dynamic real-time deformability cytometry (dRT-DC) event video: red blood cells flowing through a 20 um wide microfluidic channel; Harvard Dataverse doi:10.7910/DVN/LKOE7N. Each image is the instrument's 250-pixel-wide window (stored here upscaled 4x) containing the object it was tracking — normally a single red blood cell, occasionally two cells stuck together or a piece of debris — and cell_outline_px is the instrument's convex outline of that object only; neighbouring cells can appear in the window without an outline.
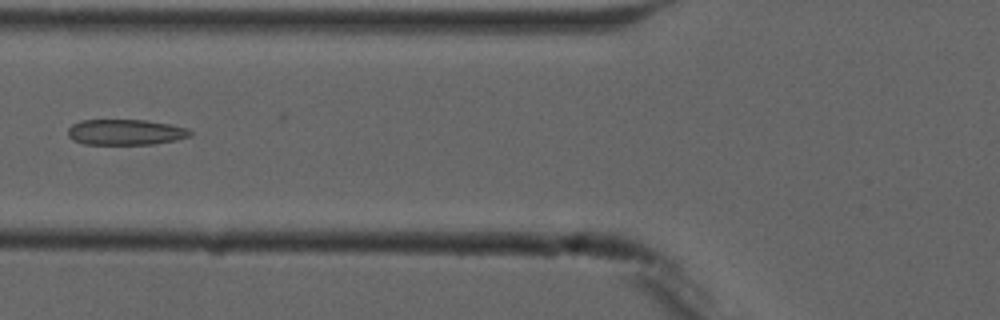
{"species": "common noctule bat (a hibernating species)", "species_latin": "Nyctalus noctula", "temperature_condition": "cold", "stored_images_in_passage": 7, "camera_frame_rate_fps": 3000, "um_per_image_px": 0.085, "animal": {"sex": "male", "forearm_length_mm": 52.5}, "frame": {"image": 1, "passage_image": 7, "time_ms": 7.333, "image_size_px": [1000, 320], "cell_outline_px": [[192, 136], [176, 140], [152, 144], [84, 144], [72, 140], [68, 136], [68, 128], [72, 124], [80, 120], [148, 120], [188, 128], [192, 132]], "centroid_in_image_um": [10.66, 11.23], "position_along_channel_um": 115.1, "area_um2": 18.38}}